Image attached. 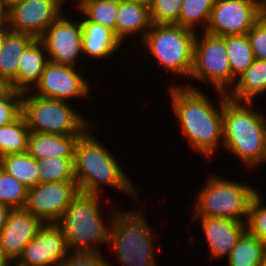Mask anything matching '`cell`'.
<instances>
[{"mask_svg":"<svg viewBox=\"0 0 266 266\" xmlns=\"http://www.w3.org/2000/svg\"><path fill=\"white\" fill-rule=\"evenodd\" d=\"M169 90L174 116L177 117L182 135L189 141L191 149L206 159H212L217 148H220L218 146L223 143L224 93L218 92V110L208 95L190 82L184 86L171 84Z\"/></svg>","mask_w":266,"mask_h":266,"instance_id":"cell-1","label":"cell"},{"mask_svg":"<svg viewBox=\"0 0 266 266\" xmlns=\"http://www.w3.org/2000/svg\"><path fill=\"white\" fill-rule=\"evenodd\" d=\"M91 128L79 137L75 146L74 175L78 191L102 196V186L105 185L124 192L140 205L137 186H134L114 154L93 135Z\"/></svg>","mask_w":266,"mask_h":266,"instance_id":"cell-2","label":"cell"},{"mask_svg":"<svg viewBox=\"0 0 266 266\" xmlns=\"http://www.w3.org/2000/svg\"><path fill=\"white\" fill-rule=\"evenodd\" d=\"M254 105L231 100L224 94L222 146L248 170L266 162V115L255 111Z\"/></svg>","mask_w":266,"mask_h":266,"instance_id":"cell-3","label":"cell"},{"mask_svg":"<svg viewBox=\"0 0 266 266\" xmlns=\"http://www.w3.org/2000/svg\"><path fill=\"white\" fill-rule=\"evenodd\" d=\"M101 197L79 192L57 222L65 234L68 251L101 254L100 246L109 245L110 227L116 210L112 206L108 221H103Z\"/></svg>","mask_w":266,"mask_h":266,"instance_id":"cell-4","label":"cell"},{"mask_svg":"<svg viewBox=\"0 0 266 266\" xmlns=\"http://www.w3.org/2000/svg\"><path fill=\"white\" fill-rule=\"evenodd\" d=\"M140 211L117 208L112 219L108 246L113 249L119 265L158 266L155 254V250L160 249L157 234L150 229L143 210Z\"/></svg>","mask_w":266,"mask_h":266,"instance_id":"cell-5","label":"cell"},{"mask_svg":"<svg viewBox=\"0 0 266 266\" xmlns=\"http://www.w3.org/2000/svg\"><path fill=\"white\" fill-rule=\"evenodd\" d=\"M197 31L179 24H152L141 41L145 50L164 67L166 74L189 79Z\"/></svg>","mask_w":266,"mask_h":266,"instance_id":"cell-6","label":"cell"},{"mask_svg":"<svg viewBox=\"0 0 266 266\" xmlns=\"http://www.w3.org/2000/svg\"><path fill=\"white\" fill-rule=\"evenodd\" d=\"M251 186L211 173L195 196L197 203L192 218L219 217L246 223L250 203L259 193Z\"/></svg>","mask_w":266,"mask_h":266,"instance_id":"cell-7","label":"cell"},{"mask_svg":"<svg viewBox=\"0 0 266 266\" xmlns=\"http://www.w3.org/2000/svg\"><path fill=\"white\" fill-rule=\"evenodd\" d=\"M69 102L22 93V115L31 132L82 135L92 123ZM90 123V124H89Z\"/></svg>","mask_w":266,"mask_h":266,"instance_id":"cell-8","label":"cell"},{"mask_svg":"<svg viewBox=\"0 0 266 266\" xmlns=\"http://www.w3.org/2000/svg\"><path fill=\"white\" fill-rule=\"evenodd\" d=\"M200 32L201 36L199 32L196 33L193 66L189 79L194 78L203 85L212 84L216 92L228 94L236 79L232 76L224 36Z\"/></svg>","mask_w":266,"mask_h":266,"instance_id":"cell-9","label":"cell"},{"mask_svg":"<svg viewBox=\"0 0 266 266\" xmlns=\"http://www.w3.org/2000/svg\"><path fill=\"white\" fill-rule=\"evenodd\" d=\"M80 20L68 19L66 14L62 13L38 38L46 50L49 61L78 66V58L84 54Z\"/></svg>","mask_w":266,"mask_h":266,"instance_id":"cell-10","label":"cell"},{"mask_svg":"<svg viewBox=\"0 0 266 266\" xmlns=\"http://www.w3.org/2000/svg\"><path fill=\"white\" fill-rule=\"evenodd\" d=\"M77 68L49 61L31 92L40 97L67 100V102L71 98L89 97L90 82L86 81L84 70Z\"/></svg>","mask_w":266,"mask_h":266,"instance_id":"cell-11","label":"cell"},{"mask_svg":"<svg viewBox=\"0 0 266 266\" xmlns=\"http://www.w3.org/2000/svg\"><path fill=\"white\" fill-rule=\"evenodd\" d=\"M258 20V0H215L205 32L239 36L247 34Z\"/></svg>","mask_w":266,"mask_h":266,"instance_id":"cell-12","label":"cell"},{"mask_svg":"<svg viewBox=\"0 0 266 266\" xmlns=\"http://www.w3.org/2000/svg\"><path fill=\"white\" fill-rule=\"evenodd\" d=\"M78 193L76 181L39 183L28 188L24 209L43 223H57Z\"/></svg>","mask_w":266,"mask_h":266,"instance_id":"cell-13","label":"cell"},{"mask_svg":"<svg viewBox=\"0 0 266 266\" xmlns=\"http://www.w3.org/2000/svg\"><path fill=\"white\" fill-rule=\"evenodd\" d=\"M63 10L61 0H24L12 5L6 18L11 31L38 39Z\"/></svg>","mask_w":266,"mask_h":266,"instance_id":"cell-14","label":"cell"},{"mask_svg":"<svg viewBox=\"0 0 266 266\" xmlns=\"http://www.w3.org/2000/svg\"><path fill=\"white\" fill-rule=\"evenodd\" d=\"M68 253L65 234L57 223H44L25 246L15 266H61ZM17 263V264H16Z\"/></svg>","mask_w":266,"mask_h":266,"instance_id":"cell-15","label":"cell"},{"mask_svg":"<svg viewBox=\"0 0 266 266\" xmlns=\"http://www.w3.org/2000/svg\"><path fill=\"white\" fill-rule=\"evenodd\" d=\"M44 223L25 209L12 210L0 232V252L13 264Z\"/></svg>","mask_w":266,"mask_h":266,"instance_id":"cell-16","label":"cell"},{"mask_svg":"<svg viewBox=\"0 0 266 266\" xmlns=\"http://www.w3.org/2000/svg\"><path fill=\"white\" fill-rule=\"evenodd\" d=\"M200 220L203 235L209 249L210 259L228 257L239 237L246 230V223L219 217L192 218Z\"/></svg>","mask_w":266,"mask_h":266,"instance_id":"cell-17","label":"cell"},{"mask_svg":"<svg viewBox=\"0 0 266 266\" xmlns=\"http://www.w3.org/2000/svg\"><path fill=\"white\" fill-rule=\"evenodd\" d=\"M48 62L43 44L39 39H34L23 51L18 62L17 77L8 86L21 93L31 91L39 82Z\"/></svg>","mask_w":266,"mask_h":266,"instance_id":"cell-18","label":"cell"},{"mask_svg":"<svg viewBox=\"0 0 266 266\" xmlns=\"http://www.w3.org/2000/svg\"><path fill=\"white\" fill-rule=\"evenodd\" d=\"M81 135H59L31 132L27 153L37 160L46 158H74L75 146Z\"/></svg>","mask_w":266,"mask_h":266,"instance_id":"cell-19","label":"cell"},{"mask_svg":"<svg viewBox=\"0 0 266 266\" xmlns=\"http://www.w3.org/2000/svg\"><path fill=\"white\" fill-rule=\"evenodd\" d=\"M83 55L93 60H105L117 54L122 42L109 28L81 18Z\"/></svg>","mask_w":266,"mask_h":266,"instance_id":"cell-20","label":"cell"},{"mask_svg":"<svg viewBox=\"0 0 266 266\" xmlns=\"http://www.w3.org/2000/svg\"><path fill=\"white\" fill-rule=\"evenodd\" d=\"M151 25L149 6L119 0L115 35L122 43H125V40L129 39L128 37L131 35L136 36L139 34L141 42Z\"/></svg>","mask_w":266,"mask_h":266,"instance_id":"cell-21","label":"cell"},{"mask_svg":"<svg viewBox=\"0 0 266 266\" xmlns=\"http://www.w3.org/2000/svg\"><path fill=\"white\" fill-rule=\"evenodd\" d=\"M227 94V97L239 102H253L266 92V60L254 59L247 70L241 74Z\"/></svg>","mask_w":266,"mask_h":266,"instance_id":"cell-22","label":"cell"},{"mask_svg":"<svg viewBox=\"0 0 266 266\" xmlns=\"http://www.w3.org/2000/svg\"><path fill=\"white\" fill-rule=\"evenodd\" d=\"M34 39L25 33H8L0 50V80L4 85H9L17 77L20 57Z\"/></svg>","mask_w":266,"mask_h":266,"instance_id":"cell-23","label":"cell"},{"mask_svg":"<svg viewBox=\"0 0 266 266\" xmlns=\"http://www.w3.org/2000/svg\"><path fill=\"white\" fill-rule=\"evenodd\" d=\"M265 255L263 241L246 229L227 257V266H259Z\"/></svg>","mask_w":266,"mask_h":266,"instance_id":"cell-24","label":"cell"},{"mask_svg":"<svg viewBox=\"0 0 266 266\" xmlns=\"http://www.w3.org/2000/svg\"><path fill=\"white\" fill-rule=\"evenodd\" d=\"M0 168L28 188L39 184L38 160L27 152L0 157Z\"/></svg>","mask_w":266,"mask_h":266,"instance_id":"cell-25","label":"cell"},{"mask_svg":"<svg viewBox=\"0 0 266 266\" xmlns=\"http://www.w3.org/2000/svg\"><path fill=\"white\" fill-rule=\"evenodd\" d=\"M30 130L21 114L12 123L0 127V157L27 152Z\"/></svg>","mask_w":266,"mask_h":266,"instance_id":"cell-26","label":"cell"},{"mask_svg":"<svg viewBox=\"0 0 266 266\" xmlns=\"http://www.w3.org/2000/svg\"><path fill=\"white\" fill-rule=\"evenodd\" d=\"M232 76L237 79L253 63V50L247 34L224 36Z\"/></svg>","mask_w":266,"mask_h":266,"instance_id":"cell-27","label":"cell"},{"mask_svg":"<svg viewBox=\"0 0 266 266\" xmlns=\"http://www.w3.org/2000/svg\"><path fill=\"white\" fill-rule=\"evenodd\" d=\"M215 0H184L179 15V25L185 28L198 31L201 24L202 31H205L210 20ZM195 27H198L195 28Z\"/></svg>","mask_w":266,"mask_h":266,"instance_id":"cell-28","label":"cell"},{"mask_svg":"<svg viewBox=\"0 0 266 266\" xmlns=\"http://www.w3.org/2000/svg\"><path fill=\"white\" fill-rule=\"evenodd\" d=\"M39 183L76 181L74 158H46L38 160Z\"/></svg>","mask_w":266,"mask_h":266,"instance_id":"cell-29","label":"cell"},{"mask_svg":"<svg viewBox=\"0 0 266 266\" xmlns=\"http://www.w3.org/2000/svg\"><path fill=\"white\" fill-rule=\"evenodd\" d=\"M119 0H95L79 12L88 21L103 25L115 33V22Z\"/></svg>","mask_w":266,"mask_h":266,"instance_id":"cell-30","label":"cell"},{"mask_svg":"<svg viewBox=\"0 0 266 266\" xmlns=\"http://www.w3.org/2000/svg\"><path fill=\"white\" fill-rule=\"evenodd\" d=\"M28 187L0 168V202L12 210L24 209Z\"/></svg>","mask_w":266,"mask_h":266,"instance_id":"cell-31","label":"cell"},{"mask_svg":"<svg viewBox=\"0 0 266 266\" xmlns=\"http://www.w3.org/2000/svg\"><path fill=\"white\" fill-rule=\"evenodd\" d=\"M22 114V93L5 85L0 90V127L15 121Z\"/></svg>","mask_w":266,"mask_h":266,"instance_id":"cell-32","label":"cell"},{"mask_svg":"<svg viewBox=\"0 0 266 266\" xmlns=\"http://www.w3.org/2000/svg\"><path fill=\"white\" fill-rule=\"evenodd\" d=\"M184 0H153L149 6L152 24H179Z\"/></svg>","mask_w":266,"mask_h":266,"instance_id":"cell-33","label":"cell"},{"mask_svg":"<svg viewBox=\"0 0 266 266\" xmlns=\"http://www.w3.org/2000/svg\"><path fill=\"white\" fill-rule=\"evenodd\" d=\"M261 196L258 193L250 203L246 229L262 240L266 247V204H263Z\"/></svg>","mask_w":266,"mask_h":266,"instance_id":"cell-34","label":"cell"},{"mask_svg":"<svg viewBox=\"0 0 266 266\" xmlns=\"http://www.w3.org/2000/svg\"><path fill=\"white\" fill-rule=\"evenodd\" d=\"M61 266H111V264L102 253L68 251Z\"/></svg>","mask_w":266,"mask_h":266,"instance_id":"cell-35","label":"cell"},{"mask_svg":"<svg viewBox=\"0 0 266 266\" xmlns=\"http://www.w3.org/2000/svg\"><path fill=\"white\" fill-rule=\"evenodd\" d=\"M254 59L266 60V23L258 20L247 32Z\"/></svg>","mask_w":266,"mask_h":266,"instance_id":"cell-36","label":"cell"},{"mask_svg":"<svg viewBox=\"0 0 266 266\" xmlns=\"http://www.w3.org/2000/svg\"><path fill=\"white\" fill-rule=\"evenodd\" d=\"M11 211L12 209L9 206L0 202V232L5 226Z\"/></svg>","mask_w":266,"mask_h":266,"instance_id":"cell-37","label":"cell"},{"mask_svg":"<svg viewBox=\"0 0 266 266\" xmlns=\"http://www.w3.org/2000/svg\"><path fill=\"white\" fill-rule=\"evenodd\" d=\"M11 31L9 28V25L7 21L0 27V50L3 46V43L8 35V33Z\"/></svg>","mask_w":266,"mask_h":266,"instance_id":"cell-38","label":"cell"},{"mask_svg":"<svg viewBox=\"0 0 266 266\" xmlns=\"http://www.w3.org/2000/svg\"><path fill=\"white\" fill-rule=\"evenodd\" d=\"M69 0H61L62 6L65 7L64 5L67 3ZM95 0H72L74 2L73 5L76 6V9L78 10V13L81 9H83L88 3H91ZM76 2V4H75Z\"/></svg>","mask_w":266,"mask_h":266,"instance_id":"cell-39","label":"cell"},{"mask_svg":"<svg viewBox=\"0 0 266 266\" xmlns=\"http://www.w3.org/2000/svg\"><path fill=\"white\" fill-rule=\"evenodd\" d=\"M259 20L266 23V0H258Z\"/></svg>","mask_w":266,"mask_h":266,"instance_id":"cell-40","label":"cell"},{"mask_svg":"<svg viewBox=\"0 0 266 266\" xmlns=\"http://www.w3.org/2000/svg\"><path fill=\"white\" fill-rule=\"evenodd\" d=\"M13 262L0 252V266H13Z\"/></svg>","mask_w":266,"mask_h":266,"instance_id":"cell-41","label":"cell"},{"mask_svg":"<svg viewBox=\"0 0 266 266\" xmlns=\"http://www.w3.org/2000/svg\"><path fill=\"white\" fill-rule=\"evenodd\" d=\"M120 1L135 2V3H140L143 5L150 6L153 0H120Z\"/></svg>","mask_w":266,"mask_h":266,"instance_id":"cell-42","label":"cell"},{"mask_svg":"<svg viewBox=\"0 0 266 266\" xmlns=\"http://www.w3.org/2000/svg\"><path fill=\"white\" fill-rule=\"evenodd\" d=\"M24 0H5L6 2V14L8 13L9 8L14 5L15 3L21 2Z\"/></svg>","mask_w":266,"mask_h":266,"instance_id":"cell-43","label":"cell"},{"mask_svg":"<svg viewBox=\"0 0 266 266\" xmlns=\"http://www.w3.org/2000/svg\"><path fill=\"white\" fill-rule=\"evenodd\" d=\"M7 21L6 13L0 10V27Z\"/></svg>","mask_w":266,"mask_h":266,"instance_id":"cell-44","label":"cell"},{"mask_svg":"<svg viewBox=\"0 0 266 266\" xmlns=\"http://www.w3.org/2000/svg\"><path fill=\"white\" fill-rule=\"evenodd\" d=\"M0 10L6 13V2L5 0H0Z\"/></svg>","mask_w":266,"mask_h":266,"instance_id":"cell-45","label":"cell"},{"mask_svg":"<svg viewBox=\"0 0 266 266\" xmlns=\"http://www.w3.org/2000/svg\"><path fill=\"white\" fill-rule=\"evenodd\" d=\"M259 266H266V255L263 258L262 262L259 264Z\"/></svg>","mask_w":266,"mask_h":266,"instance_id":"cell-46","label":"cell"},{"mask_svg":"<svg viewBox=\"0 0 266 266\" xmlns=\"http://www.w3.org/2000/svg\"><path fill=\"white\" fill-rule=\"evenodd\" d=\"M4 83L0 80V90L4 87Z\"/></svg>","mask_w":266,"mask_h":266,"instance_id":"cell-47","label":"cell"}]
</instances>
